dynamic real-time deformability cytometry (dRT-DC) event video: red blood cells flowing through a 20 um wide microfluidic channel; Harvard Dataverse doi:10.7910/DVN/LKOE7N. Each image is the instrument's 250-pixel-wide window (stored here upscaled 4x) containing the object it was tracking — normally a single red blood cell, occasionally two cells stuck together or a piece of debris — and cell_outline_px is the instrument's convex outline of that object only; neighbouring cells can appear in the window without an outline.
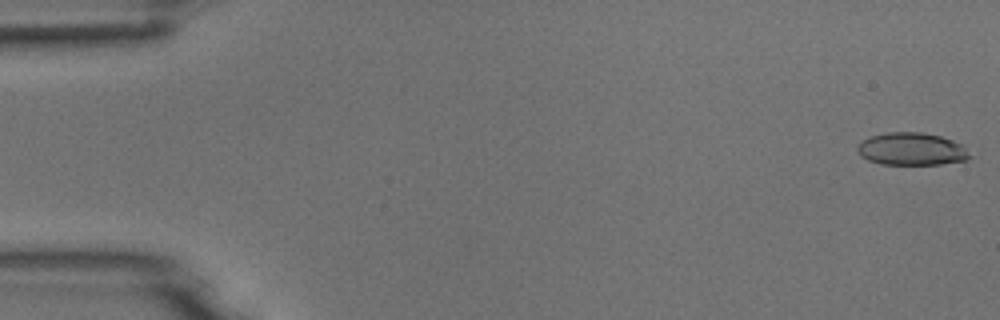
{"species": "common noctule bat (a hibernating species)", "species_latin": "Nyctalus noctula", "temperature_condition": "room temperature", "stored_images_in_passage": 51, "camera_frame_rate_fps": 3000, "um_per_image_px": 0.085, "animal": {"sex": "male", "body_mass_g": 18.8}, "frame": {"image": 1, "passage_image": 1, "time_ms": 0.0, "image_size_px": [1000, 320], "cell_outline_px": [[968, 160], [940, 164], [880, 164], [868, 160], [860, 156], [856, 148], [864, 140], [872, 136], [888, 132], [924, 132], [940, 136], [964, 144], [968, 156]], "centroid_in_image_um": [77.49, 12.67], "position_along_channel_um": 7.5, "area_um2": 21.21}}
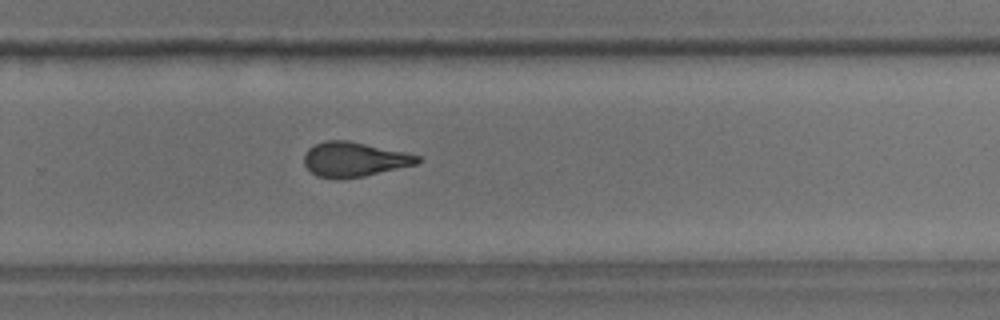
{"frame": {"image": 2, "passage_image": 34, "time_ms": 11.0, "image_size_px": [1000, 320], "cell_outline_px": [[424, 160], [416, 164], [364, 176], [340, 180], [336, 180], [316, 176], [304, 164], [304, 156], [308, 148], [324, 140], [348, 140], [404, 152], [420, 156]], "centroid_in_image_um": [30.09, 13.56], "position_along_channel_um": 299.7, "area_um2": 23.0}}
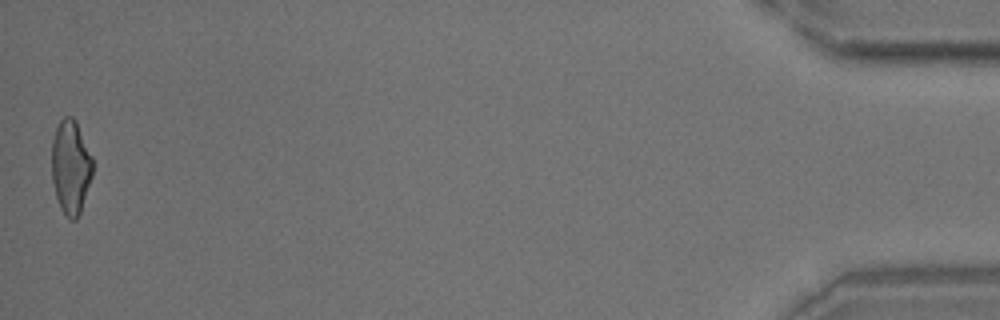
{"frame": {"image": 3, "passage_image": 51, "time_ms": 16.667, "image_size_px": [1000, 320], "cell_outline_px": [[92, 176], [80, 212], [76, 220], [68, 220], [60, 208], [56, 196], [52, 180], [52, 140], [56, 128], [60, 120], [64, 116], [72, 116], [76, 120], [92, 156]], "centroid_in_image_um": [6.0, 14.19], "position_along_channel_um": 429.2, "area_um2": 22.48}}